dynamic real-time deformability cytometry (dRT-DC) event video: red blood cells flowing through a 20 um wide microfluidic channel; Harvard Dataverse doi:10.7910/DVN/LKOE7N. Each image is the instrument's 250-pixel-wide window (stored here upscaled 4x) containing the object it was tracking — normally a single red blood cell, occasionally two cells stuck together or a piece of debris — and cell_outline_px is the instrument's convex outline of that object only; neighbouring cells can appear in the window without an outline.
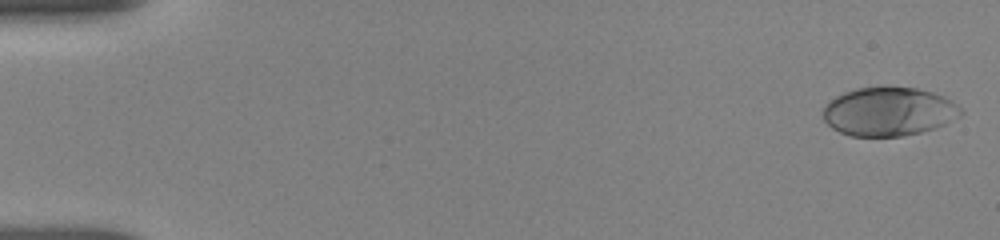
{"species": "human", "species_latin": "Homo sapiens", "temperature_condition": "room temperature", "stored_images_in_passage": 15, "camera_frame_rate_fps": 3000, "um_per_image_px": 0.085, "donor": {"sex": "female"}, "frame": {"image": 1, "passage_image": 2, "time_ms": 0.333, "image_size_px": [1000, 240], "cell_outline_px": [[964, 112], [960, 116], [944, 124], [920, 132], [904, 136], [852, 136], [840, 132], [832, 128], [824, 120], [824, 108], [828, 100], [844, 92], [856, 88], [916, 88], [932, 92], [944, 96], [956, 104]], "centroid_in_image_um": [75.53, 9.49], "position_along_channel_um": 9.5, "area_um2": 38.73}}
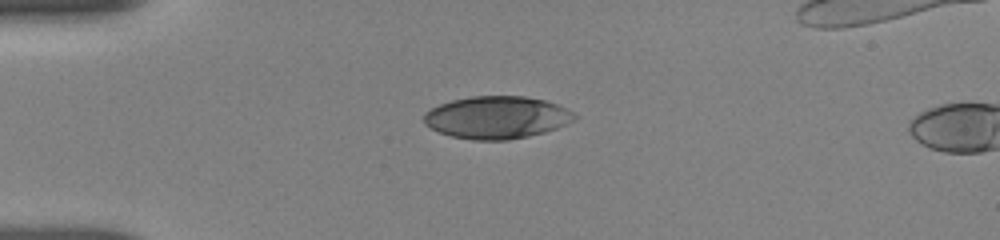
{"frame": {"image": 2, "passage_image": 14, "time_ms": 4.333, "image_size_px": [1000, 240], "cell_outline_px": [[576, 116], [572, 120], [556, 128], [544, 132], [528, 136], [508, 140], [472, 140], [452, 136], [440, 132], [424, 124], [424, 112], [440, 104], [452, 100], [472, 96], [524, 96], [544, 100], [556, 104], [572, 112]], "centroid_in_image_um": [42.19, 9.98], "position_along_channel_um": 42.8, "area_um2": 36.88}}